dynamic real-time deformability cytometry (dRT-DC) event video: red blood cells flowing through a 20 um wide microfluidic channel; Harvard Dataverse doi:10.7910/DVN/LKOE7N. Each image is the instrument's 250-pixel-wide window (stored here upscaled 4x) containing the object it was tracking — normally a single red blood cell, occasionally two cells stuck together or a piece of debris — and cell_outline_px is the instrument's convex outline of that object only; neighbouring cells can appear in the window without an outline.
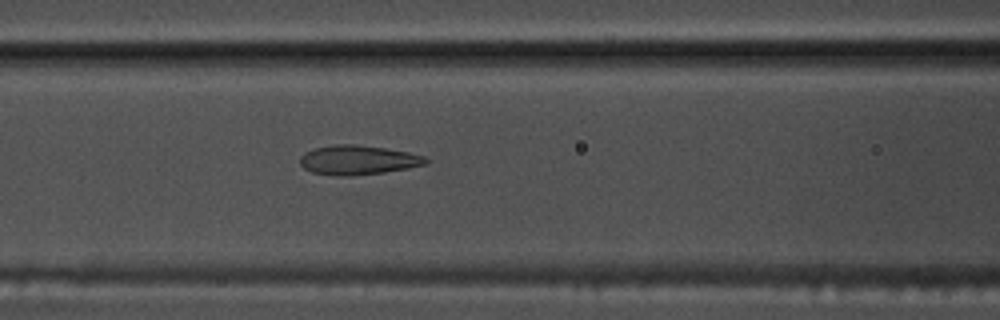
{"species": "common noctule bat (a hibernating species)", "species_latin": "Nyctalus noctula", "temperature_condition": "warm", "stored_images_in_passage": 54, "camera_frame_rate_fps": 3000, "um_per_image_px": 0.085, "animal": {"sex": "male", "body_mass_g": 17.5, "forearm_length_mm": 52.3}, "frame": {"image": 1, "passage_image": 23, "time_ms": 7.333, "image_size_px": [1000, 320], "cell_outline_px": [[428, 164], [408, 168], [384, 172], [352, 176], [336, 176], [312, 172], [304, 168], [300, 164], [300, 156], [304, 152], [316, 148], [336, 144], [356, 144], [384, 148], [408, 152], [424, 156], [428, 160]], "centroid_in_image_um": [30.42, 13.6], "position_along_channel_um": 136.2, "area_um2": 21.56}}
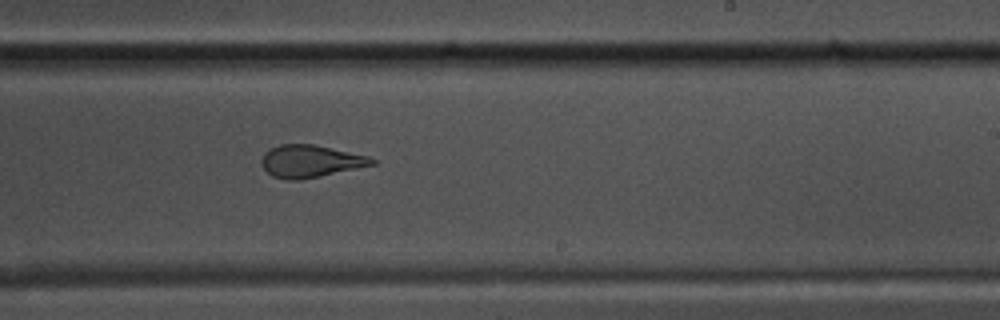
{"frame": {"image": 2, "passage_image": 33, "time_ms": 10.667, "image_size_px": [1000, 320], "cell_outline_px": [[376, 164], [320, 176], [300, 180], [288, 180], [272, 176], [260, 164], [260, 160], [264, 152], [280, 144], [312, 144], [368, 156], [376, 160]], "centroid_in_image_um": [26.35, 13.71], "position_along_channel_um": 262.6, "area_um2": 20.69}}
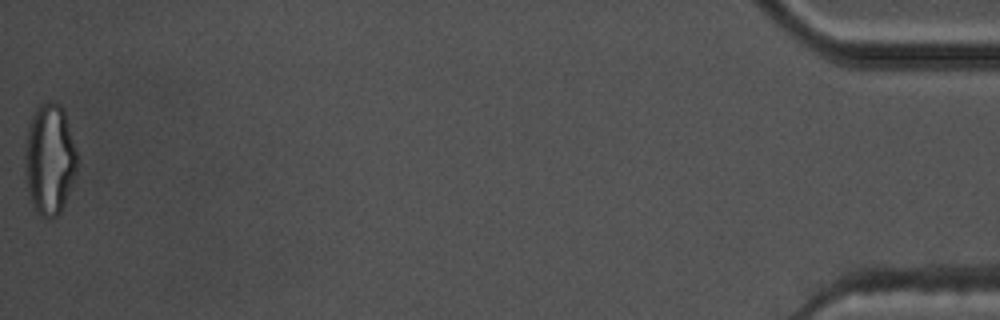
{"frame": {"image": 3, "passage_image": 54, "time_ms": 17.667, "image_size_px": [1000, 320], "cell_outline_px": [[80, 160], [76, 172], [64, 204], [60, 212], [56, 216], [48, 220], [40, 216], [36, 212], [32, 204], [28, 192], [24, 156], [28, 124], [36, 108], [40, 104], [52, 100], [60, 104], [64, 108]], "centroid_in_image_um": [4.23, 13.52], "position_along_channel_um": 431.0, "area_um2": 34.33}, "authors_computed_cell_mechanics": {"area_um2": 23.1489, "velocity_mm_per_s": 3.8069, "shape_relaxation_time_tau1_ms": 7.0509, "shape_relaxation_time_tau2_ms": 1.1454, "deformation_change_tau1": 0.2463, "deformation_change_tau2": 0.0956}}